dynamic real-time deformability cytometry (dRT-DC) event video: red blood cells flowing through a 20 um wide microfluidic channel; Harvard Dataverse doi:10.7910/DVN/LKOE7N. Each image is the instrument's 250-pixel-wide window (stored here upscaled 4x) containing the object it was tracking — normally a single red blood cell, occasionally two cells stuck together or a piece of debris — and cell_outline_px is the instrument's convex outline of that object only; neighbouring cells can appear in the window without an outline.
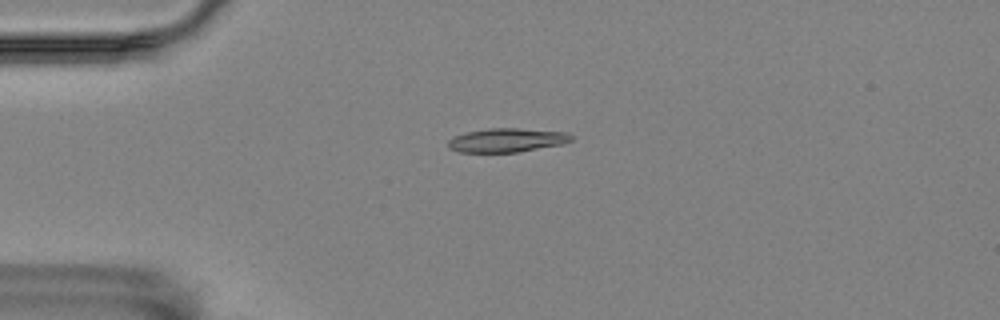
{"species": "Egyptian fruit bat (a non-hibernating species)", "species_latin": "Rousettus aegyptiacus", "temperature_condition": "room temperature", "stored_images_in_passage": 35, "camera_frame_rate_fps": 3000, "um_per_image_px": 0.085, "animal": {"sex": "female"}, "frame": {"image": 1, "passage_image": 3, "time_ms": 0.667, "image_size_px": [1000, 320], "cell_outline_px": [[572, 140], [564, 144], [516, 152], [460, 152], [448, 148], [448, 140], [452, 136], [468, 132], [488, 128], [520, 128], [568, 132], [572, 136]], "centroid_in_image_um": [43.09, 11.91], "position_along_channel_um": 41.9, "area_um2": 17.22}}
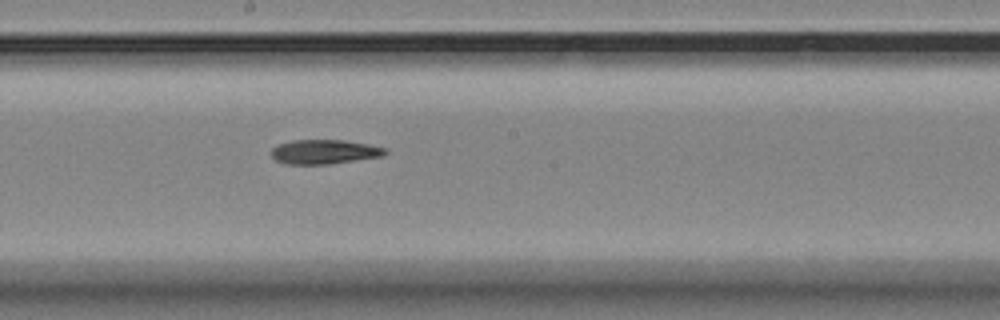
{"frame": {"image": 2, "passage_image": 20, "time_ms": 6.333, "image_size_px": [1000, 320], "cell_outline_px": [[388, 152], [384, 156], [328, 164], [284, 164], [276, 160], [272, 156], [272, 148], [280, 144], [292, 140], [344, 140], [368, 144], [388, 148]], "centroid_in_image_um": [27.61, 12.9], "position_along_channel_um": 220.6, "area_um2": 16.18}}
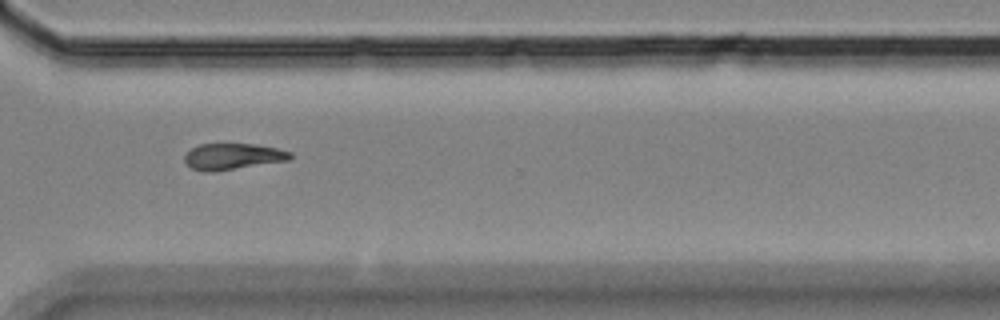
{"frame": {"image": 3, "passage_image": 31, "time_ms": 10.0, "image_size_px": [1000, 320], "cell_outline_px": [[292, 156], [288, 160], [216, 172], [204, 172], [192, 168], [184, 160], [184, 156], [192, 148], [200, 144], [256, 144], [276, 148], [292, 152]], "centroid_in_image_um": [19.78, 13.31], "position_along_channel_um": 350.8, "area_um2": 16.13}}